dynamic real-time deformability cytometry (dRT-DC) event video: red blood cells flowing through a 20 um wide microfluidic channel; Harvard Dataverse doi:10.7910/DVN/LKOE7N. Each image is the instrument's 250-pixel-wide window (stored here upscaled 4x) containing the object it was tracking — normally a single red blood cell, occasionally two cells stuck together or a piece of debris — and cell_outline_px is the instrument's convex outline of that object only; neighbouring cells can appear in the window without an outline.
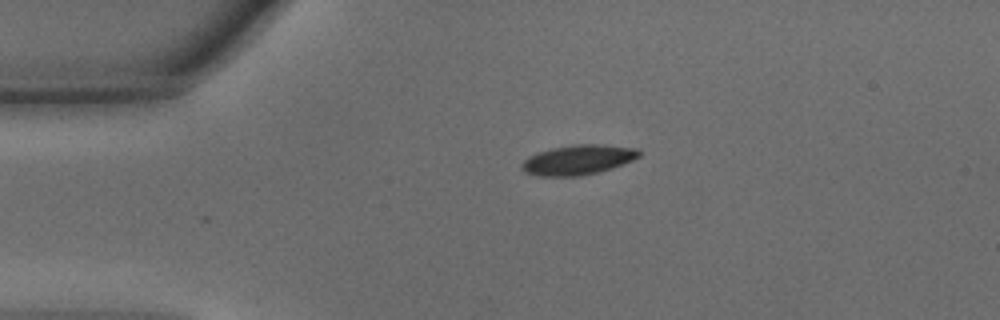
{"species": "common noctule bat (a hibernating species)", "species_latin": "Nyctalus noctula", "temperature_condition": "warm", "stored_images_in_passage": 2, "camera_frame_rate_fps": 3000, "um_per_image_px": 0.085, "animal": {"sex": "male", "body_mass_g": 15.6}, "frame": {"image": 1, "passage_image": 2, "time_ms": 0.333, "image_size_px": [1000, 320], "cell_outline_px": [[640, 156], [632, 160], [612, 168], [600, 172], [580, 176], [540, 176], [524, 172], [520, 168], [520, 164], [528, 156], [536, 152], [552, 148], [572, 144], [604, 144], [636, 148], [640, 152]], "centroid_in_image_um": [49.1, 13.58], "position_along_channel_um": 35.9, "area_um2": 20.63}}